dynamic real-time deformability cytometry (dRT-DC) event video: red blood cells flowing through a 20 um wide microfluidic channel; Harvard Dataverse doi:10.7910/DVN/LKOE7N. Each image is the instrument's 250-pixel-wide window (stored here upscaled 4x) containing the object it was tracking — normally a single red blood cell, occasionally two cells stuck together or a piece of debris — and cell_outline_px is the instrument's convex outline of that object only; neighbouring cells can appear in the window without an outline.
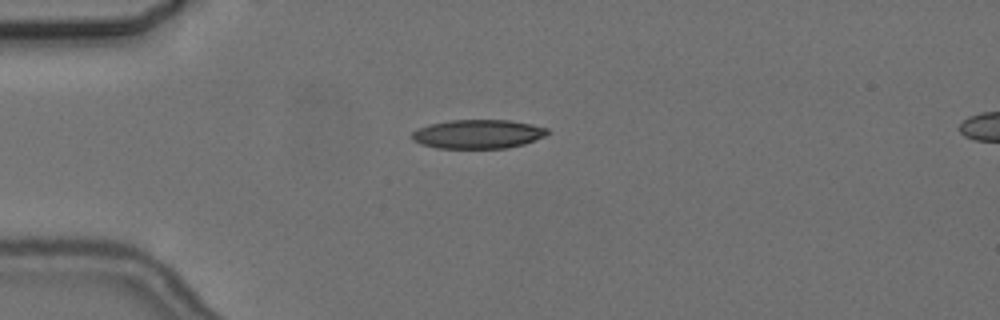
{"species": "common noctule bat (a hibernating species)", "species_latin": "Nyctalus noctula", "temperature_condition": "cold", "stored_images_in_passage": 24, "camera_frame_rate_fps": 3000, "um_per_image_px": 0.085, "animal": {"sex": "female", "body_mass_g": 24.6, "forearm_length_mm": 56.2}, "frame": {"image": 1, "passage_image": 1, "time_ms": 0.0, "image_size_px": [1000, 320], "cell_outline_px": [[548, 132], [544, 136], [524, 144], [508, 148], [436, 148], [420, 144], [412, 140], [412, 132], [428, 124], [448, 120], [512, 120], [532, 124], [548, 128]], "centroid_in_image_um": [40.61, 11.39], "position_along_channel_um": 44.4, "area_um2": 22.95}}
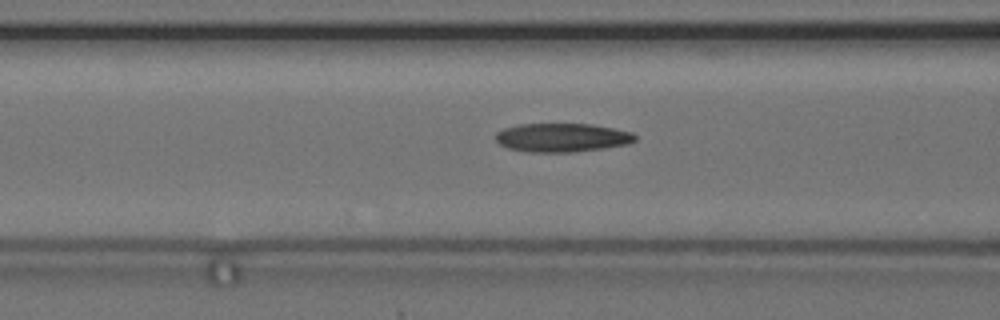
{"frame": {"image": 2, "passage_image": 9, "time_ms": 2.667, "image_size_px": [1000, 320], "cell_outline_px": [[636, 140], [628, 144], [604, 148], [572, 152], [528, 152], [508, 148], [500, 144], [496, 140], [496, 132], [504, 128], [520, 124], [592, 124], [632, 132], [636, 136]], "centroid_in_image_um": [47.77, 11.69], "position_along_channel_um": 118.8, "area_um2": 23.29}}
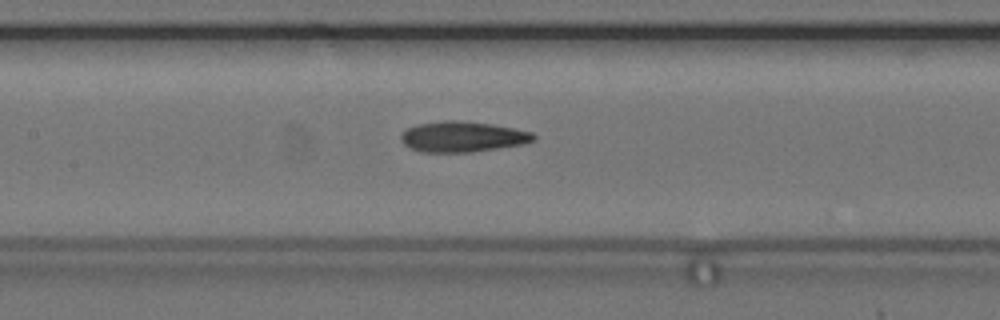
{"frame": {"image": 3, "passage_image": 13, "time_ms": 4.0, "image_size_px": [1000, 320], "cell_outline_px": [[536, 140], [524, 144], [472, 152], [424, 152], [412, 148], [404, 144], [400, 140], [400, 136], [408, 128], [416, 124], [444, 120], [456, 120], [492, 124], [532, 132], [536, 136]], "centroid_in_image_um": [39.33, 11.62], "position_along_channel_um": 168.1, "area_um2": 23.58}}